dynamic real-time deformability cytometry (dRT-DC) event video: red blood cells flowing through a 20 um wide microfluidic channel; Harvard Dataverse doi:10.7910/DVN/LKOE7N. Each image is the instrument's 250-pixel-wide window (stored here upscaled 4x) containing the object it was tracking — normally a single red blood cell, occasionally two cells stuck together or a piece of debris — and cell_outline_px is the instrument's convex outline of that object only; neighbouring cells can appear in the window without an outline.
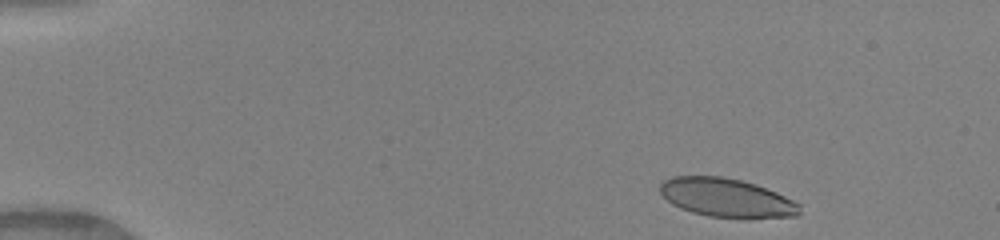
{"species": "human", "species_latin": "Homo sapiens", "temperature_condition": "warm", "stored_images_in_passage": 39, "camera_frame_rate_fps": 3000, "um_per_image_px": 0.085, "donor": {"sex": "female"}, "frame": {"image": 1, "passage_image": 2, "time_ms": 0.333, "image_size_px": [1000, 240], "cell_outline_px": [[800, 216], [748, 220], [708, 216], [692, 212], [680, 208], [672, 204], [660, 192], [660, 184], [664, 180], [672, 176], [720, 176], [740, 180], [756, 184], [776, 192], [800, 204]], "centroid_in_image_um": [61.81, 16.84], "position_along_channel_um": 23.2, "area_um2": 32.08}}
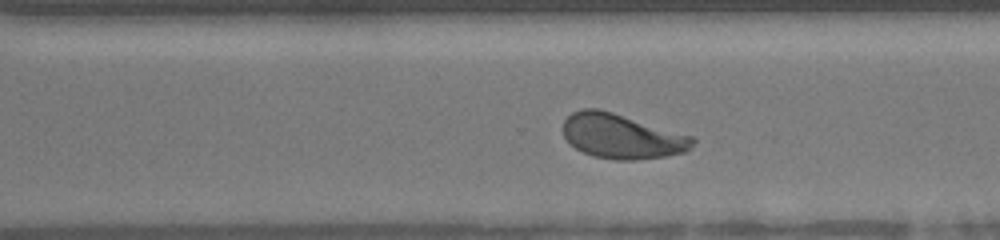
{"frame": {"image": 2, "passage_image": 31, "time_ms": 10.0, "image_size_px": [1000, 240], "cell_outline_px": [[696, 140], [692, 148], [684, 152], [664, 156], [636, 160], [616, 160], [592, 156], [576, 148], [564, 136], [564, 120], [572, 112], [580, 108], [600, 108], [692, 136]], "centroid_in_image_um": [52.86, 11.57], "position_along_channel_um": 317.7, "area_um2": 33.7}}
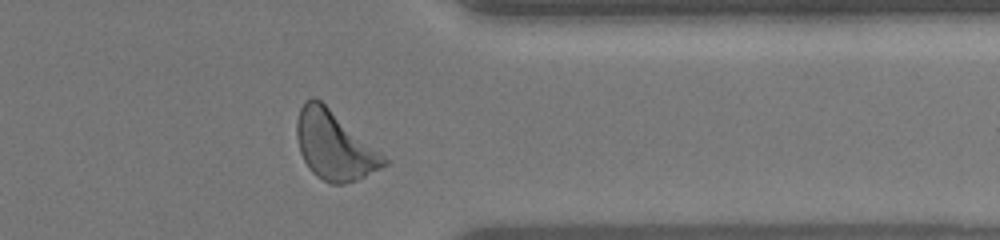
{"frame": {"image": 3, "passage_image": 36, "time_ms": 11.667, "image_size_px": [1000, 240], "cell_outline_px": [[388, 164], [356, 180], [344, 184], [332, 184], [316, 176], [308, 168], [300, 152], [296, 136], [296, 120], [300, 108], [304, 100], [312, 96], [320, 100], [380, 152], [388, 160]], "centroid_in_image_um": [28.37, 12.36], "position_along_channel_um": 383.0, "area_um2": 34.39}, "authors_computed_cell_mechanics": {"area_um2": 33.524, "velocity_mm_per_s": 4.1035, "shape_relaxation_time_tau1_ms": 4.1861, "shape_relaxation_time_tau2_ms": null, "deformation_change_tau1": 0.1646, "deformation_change_tau2": null}}